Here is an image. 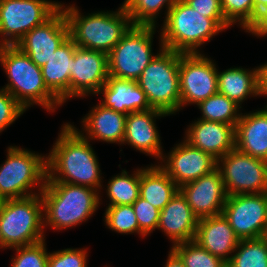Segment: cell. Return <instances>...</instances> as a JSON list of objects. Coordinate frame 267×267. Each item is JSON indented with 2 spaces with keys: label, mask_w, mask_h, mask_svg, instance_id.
Listing matches in <instances>:
<instances>
[{
  "label": "cell",
  "mask_w": 267,
  "mask_h": 267,
  "mask_svg": "<svg viewBox=\"0 0 267 267\" xmlns=\"http://www.w3.org/2000/svg\"><path fill=\"white\" fill-rule=\"evenodd\" d=\"M95 154L90 141L72 124L65 123L49 155H46V182H64L100 191L102 176Z\"/></svg>",
  "instance_id": "1"
},
{
  "label": "cell",
  "mask_w": 267,
  "mask_h": 267,
  "mask_svg": "<svg viewBox=\"0 0 267 267\" xmlns=\"http://www.w3.org/2000/svg\"><path fill=\"white\" fill-rule=\"evenodd\" d=\"M40 194L44 228L50 226L54 230L68 229L87 221L101 203L98 190L64 182H45Z\"/></svg>",
  "instance_id": "2"
},
{
  "label": "cell",
  "mask_w": 267,
  "mask_h": 267,
  "mask_svg": "<svg viewBox=\"0 0 267 267\" xmlns=\"http://www.w3.org/2000/svg\"><path fill=\"white\" fill-rule=\"evenodd\" d=\"M231 25L225 19H211L177 0L169 9L160 32L166 49L181 54L200 53L198 48Z\"/></svg>",
  "instance_id": "3"
},
{
  "label": "cell",
  "mask_w": 267,
  "mask_h": 267,
  "mask_svg": "<svg viewBox=\"0 0 267 267\" xmlns=\"http://www.w3.org/2000/svg\"><path fill=\"white\" fill-rule=\"evenodd\" d=\"M64 7V8H63ZM69 26V37L81 48L108 54L133 25L130 16L121 5L118 11H99L81 15L73 4H61ZM80 12V13H79Z\"/></svg>",
  "instance_id": "4"
},
{
  "label": "cell",
  "mask_w": 267,
  "mask_h": 267,
  "mask_svg": "<svg viewBox=\"0 0 267 267\" xmlns=\"http://www.w3.org/2000/svg\"><path fill=\"white\" fill-rule=\"evenodd\" d=\"M0 63L8 77L3 88L25 109L38 104L54 112L62 103L48 90L42 70L15 45L0 46Z\"/></svg>",
  "instance_id": "5"
},
{
  "label": "cell",
  "mask_w": 267,
  "mask_h": 267,
  "mask_svg": "<svg viewBox=\"0 0 267 267\" xmlns=\"http://www.w3.org/2000/svg\"><path fill=\"white\" fill-rule=\"evenodd\" d=\"M159 38V53L136 81L150 107L170 116L180 111V53L164 48Z\"/></svg>",
  "instance_id": "6"
},
{
  "label": "cell",
  "mask_w": 267,
  "mask_h": 267,
  "mask_svg": "<svg viewBox=\"0 0 267 267\" xmlns=\"http://www.w3.org/2000/svg\"><path fill=\"white\" fill-rule=\"evenodd\" d=\"M2 248L38 243L45 238L41 194L0 201Z\"/></svg>",
  "instance_id": "7"
},
{
  "label": "cell",
  "mask_w": 267,
  "mask_h": 267,
  "mask_svg": "<svg viewBox=\"0 0 267 267\" xmlns=\"http://www.w3.org/2000/svg\"><path fill=\"white\" fill-rule=\"evenodd\" d=\"M0 165V201L40 194L47 178L46 156L17 146L7 149ZM38 187V193L32 188Z\"/></svg>",
  "instance_id": "8"
},
{
  "label": "cell",
  "mask_w": 267,
  "mask_h": 267,
  "mask_svg": "<svg viewBox=\"0 0 267 267\" xmlns=\"http://www.w3.org/2000/svg\"><path fill=\"white\" fill-rule=\"evenodd\" d=\"M155 26L132 25L108 53L109 76L136 81L156 55L152 53Z\"/></svg>",
  "instance_id": "9"
},
{
  "label": "cell",
  "mask_w": 267,
  "mask_h": 267,
  "mask_svg": "<svg viewBox=\"0 0 267 267\" xmlns=\"http://www.w3.org/2000/svg\"><path fill=\"white\" fill-rule=\"evenodd\" d=\"M61 3L48 0H0V46L16 45L34 27L44 24Z\"/></svg>",
  "instance_id": "10"
},
{
  "label": "cell",
  "mask_w": 267,
  "mask_h": 267,
  "mask_svg": "<svg viewBox=\"0 0 267 267\" xmlns=\"http://www.w3.org/2000/svg\"><path fill=\"white\" fill-rule=\"evenodd\" d=\"M227 195L267 192V161L234 148L217 161Z\"/></svg>",
  "instance_id": "11"
},
{
  "label": "cell",
  "mask_w": 267,
  "mask_h": 267,
  "mask_svg": "<svg viewBox=\"0 0 267 267\" xmlns=\"http://www.w3.org/2000/svg\"><path fill=\"white\" fill-rule=\"evenodd\" d=\"M179 77L180 109L193 103L198 105L218 93V69L202 53H180Z\"/></svg>",
  "instance_id": "12"
},
{
  "label": "cell",
  "mask_w": 267,
  "mask_h": 267,
  "mask_svg": "<svg viewBox=\"0 0 267 267\" xmlns=\"http://www.w3.org/2000/svg\"><path fill=\"white\" fill-rule=\"evenodd\" d=\"M222 214L240 240L260 238L267 223V192L229 195Z\"/></svg>",
  "instance_id": "13"
},
{
  "label": "cell",
  "mask_w": 267,
  "mask_h": 267,
  "mask_svg": "<svg viewBox=\"0 0 267 267\" xmlns=\"http://www.w3.org/2000/svg\"><path fill=\"white\" fill-rule=\"evenodd\" d=\"M108 77V54L77 46L70 72V99L97 95Z\"/></svg>",
  "instance_id": "14"
},
{
  "label": "cell",
  "mask_w": 267,
  "mask_h": 267,
  "mask_svg": "<svg viewBox=\"0 0 267 267\" xmlns=\"http://www.w3.org/2000/svg\"><path fill=\"white\" fill-rule=\"evenodd\" d=\"M68 37L69 26L60 8L44 24L34 27L23 36L15 46L41 68Z\"/></svg>",
  "instance_id": "15"
},
{
  "label": "cell",
  "mask_w": 267,
  "mask_h": 267,
  "mask_svg": "<svg viewBox=\"0 0 267 267\" xmlns=\"http://www.w3.org/2000/svg\"><path fill=\"white\" fill-rule=\"evenodd\" d=\"M158 164L180 188L217 168V160L188 142L176 144ZM168 156V157H167ZM167 158V159H166ZM164 163V164H162Z\"/></svg>",
  "instance_id": "16"
},
{
  "label": "cell",
  "mask_w": 267,
  "mask_h": 267,
  "mask_svg": "<svg viewBox=\"0 0 267 267\" xmlns=\"http://www.w3.org/2000/svg\"><path fill=\"white\" fill-rule=\"evenodd\" d=\"M179 190L198 219L222 214L228 197L218 168L182 185Z\"/></svg>",
  "instance_id": "17"
},
{
  "label": "cell",
  "mask_w": 267,
  "mask_h": 267,
  "mask_svg": "<svg viewBox=\"0 0 267 267\" xmlns=\"http://www.w3.org/2000/svg\"><path fill=\"white\" fill-rule=\"evenodd\" d=\"M165 116L168 114L154 108L130 112L126 117L123 144L161 160L163 151L155 122L156 118Z\"/></svg>",
  "instance_id": "18"
},
{
  "label": "cell",
  "mask_w": 267,
  "mask_h": 267,
  "mask_svg": "<svg viewBox=\"0 0 267 267\" xmlns=\"http://www.w3.org/2000/svg\"><path fill=\"white\" fill-rule=\"evenodd\" d=\"M184 140L218 161L235 148V126L198 119L189 125Z\"/></svg>",
  "instance_id": "19"
},
{
  "label": "cell",
  "mask_w": 267,
  "mask_h": 267,
  "mask_svg": "<svg viewBox=\"0 0 267 267\" xmlns=\"http://www.w3.org/2000/svg\"><path fill=\"white\" fill-rule=\"evenodd\" d=\"M194 241L227 263L240 239L224 215L219 214L198 220Z\"/></svg>",
  "instance_id": "20"
},
{
  "label": "cell",
  "mask_w": 267,
  "mask_h": 267,
  "mask_svg": "<svg viewBox=\"0 0 267 267\" xmlns=\"http://www.w3.org/2000/svg\"><path fill=\"white\" fill-rule=\"evenodd\" d=\"M198 220L185 196L178 190L160 211L157 229L162 230L175 245L194 240Z\"/></svg>",
  "instance_id": "21"
},
{
  "label": "cell",
  "mask_w": 267,
  "mask_h": 267,
  "mask_svg": "<svg viewBox=\"0 0 267 267\" xmlns=\"http://www.w3.org/2000/svg\"><path fill=\"white\" fill-rule=\"evenodd\" d=\"M101 93L104 95L100 101L101 105L125 115L130 112L151 109L147 97L137 81L109 76L97 95Z\"/></svg>",
  "instance_id": "22"
},
{
  "label": "cell",
  "mask_w": 267,
  "mask_h": 267,
  "mask_svg": "<svg viewBox=\"0 0 267 267\" xmlns=\"http://www.w3.org/2000/svg\"><path fill=\"white\" fill-rule=\"evenodd\" d=\"M235 148L267 161V105L255 112L241 113L235 126Z\"/></svg>",
  "instance_id": "23"
},
{
  "label": "cell",
  "mask_w": 267,
  "mask_h": 267,
  "mask_svg": "<svg viewBox=\"0 0 267 267\" xmlns=\"http://www.w3.org/2000/svg\"><path fill=\"white\" fill-rule=\"evenodd\" d=\"M127 115L106 108L100 103L92 108L83 121V131L73 126L84 138L107 143L123 144ZM88 135V136H87Z\"/></svg>",
  "instance_id": "24"
},
{
  "label": "cell",
  "mask_w": 267,
  "mask_h": 267,
  "mask_svg": "<svg viewBox=\"0 0 267 267\" xmlns=\"http://www.w3.org/2000/svg\"><path fill=\"white\" fill-rule=\"evenodd\" d=\"M76 48L68 37L41 67L45 85L62 104L70 98V72Z\"/></svg>",
  "instance_id": "25"
},
{
  "label": "cell",
  "mask_w": 267,
  "mask_h": 267,
  "mask_svg": "<svg viewBox=\"0 0 267 267\" xmlns=\"http://www.w3.org/2000/svg\"><path fill=\"white\" fill-rule=\"evenodd\" d=\"M218 93L227 96L237 105L251 96L260 95V69L229 68L218 71Z\"/></svg>",
  "instance_id": "26"
},
{
  "label": "cell",
  "mask_w": 267,
  "mask_h": 267,
  "mask_svg": "<svg viewBox=\"0 0 267 267\" xmlns=\"http://www.w3.org/2000/svg\"><path fill=\"white\" fill-rule=\"evenodd\" d=\"M154 165L140 168L139 197L161 211L179 187L159 165Z\"/></svg>",
  "instance_id": "27"
},
{
  "label": "cell",
  "mask_w": 267,
  "mask_h": 267,
  "mask_svg": "<svg viewBox=\"0 0 267 267\" xmlns=\"http://www.w3.org/2000/svg\"><path fill=\"white\" fill-rule=\"evenodd\" d=\"M140 169L128 175L124 169L121 174L114 176L107 184L108 206L132 205L139 198Z\"/></svg>",
  "instance_id": "28"
},
{
  "label": "cell",
  "mask_w": 267,
  "mask_h": 267,
  "mask_svg": "<svg viewBox=\"0 0 267 267\" xmlns=\"http://www.w3.org/2000/svg\"><path fill=\"white\" fill-rule=\"evenodd\" d=\"M197 106L202 113L199 119L205 121L222 122L236 126L241 116L239 109L242 107L220 93L210 96Z\"/></svg>",
  "instance_id": "29"
},
{
  "label": "cell",
  "mask_w": 267,
  "mask_h": 267,
  "mask_svg": "<svg viewBox=\"0 0 267 267\" xmlns=\"http://www.w3.org/2000/svg\"><path fill=\"white\" fill-rule=\"evenodd\" d=\"M226 267H267V242L262 238L240 240Z\"/></svg>",
  "instance_id": "30"
},
{
  "label": "cell",
  "mask_w": 267,
  "mask_h": 267,
  "mask_svg": "<svg viewBox=\"0 0 267 267\" xmlns=\"http://www.w3.org/2000/svg\"><path fill=\"white\" fill-rule=\"evenodd\" d=\"M177 0H125L122 6L133 25L156 26V18L165 6L166 16ZM167 4V5H166Z\"/></svg>",
  "instance_id": "31"
},
{
  "label": "cell",
  "mask_w": 267,
  "mask_h": 267,
  "mask_svg": "<svg viewBox=\"0 0 267 267\" xmlns=\"http://www.w3.org/2000/svg\"><path fill=\"white\" fill-rule=\"evenodd\" d=\"M182 259L185 267H226V262L203 249L194 240L171 247Z\"/></svg>",
  "instance_id": "32"
},
{
  "label": "cell",
  "mask_w": 267,
  "mask_h": 267,
  "mask_svg": "<svg viewBox=\"0 0 267 267\" xmlns=\"http://www.w3.org/2000/svg\"><path fill=\"white\" fill-rule=\"evenodd\" d=\"M105 225L121 234H139V224L132 205L107 206L104 217Z\"/></svg>",
  "instance_id": "33"
},
{
  "label": "cell",
  "mask_w": 267,
  "mask_h": 267,
  "mask_svg": "<svg viewBox=\"0 0 267 267\" xmlns=\"http://www.w3.org/2000/svg\"><path fill=\"white\" fill-rule=\"evenodd\" d=\"M221 8L231 26L239 22L247 31L254 23V0H221Z\"/></svg>",
  "instance_id": "34"
},
{
  "label": "cell",
  "mask_w": 267,
  "mask_h": 267,
  "mask_svg": "<svg viewBox=\"0 0 267 267\" xmlns=\"http://www.w3.org/2000/svg\"><path fill=\"white\" fill-rule=\"evenodd\" d=\"M16 256L11 258V267H47L49 253L45 239L31 245L15 247Z\"/></svg>",
  "instance_id": "35"
},
{
  "label": "cell",
  "mask_w": 267,
  "mask_h": 267,
  "mask_svg": "<svg viewBox=\"0 0 267 267\" xmlns=\"http://www.w3.org/2000/svg\"><path fill=\"white\" fill-rule=\"evenodd\" d=\"M132 207L139 224L140 236L145 237L153 233L158 227L160 210L141 197L132 204Z\"/></svg>",
  "instance_id": "36"
},
{
  "label": "cell",
  "mask_w": 267,
  "mask_h": 267,
  "mask_svg": "<svg viewBox=\"0 0 267 267\" xmlns=\"http://www.w3.org/2000/svg\"><path fill=\"white\" fill-rule=\"evenodd\" d=\"M87 249L67 248L49 252L47 267H87Z\"/></svg>",
  "instance_id": "37"
},
{
  "label": "cell",
  "mask_w": 267,
  "mask_h": 267,
  "mask_svg": "<svg viewBox=\"0 0 267 267\" xmlns=\"http://www.w3.org/2000/svg\"><path fill=\"white\" fill-rule=\"evenodd\" d=\"M26 110L5 89H0V133L13 124Z\"/></svg>",
  "instance_id": "38"
},
{
  "label": "cell",
  "mask_w": 267,
  "mask_h": 267,
  "mask_svg": "<svg viewBox=\"0 0 267 267\" xmlns=\"http://www.w3.org/2000/svg\"><path fill=\"white\" fill-rule=\"evenodd\" d=\"M191 8L197 10L203 16L211 19H225L221 0H183Z\"/></svg>",
  "instance_id": "39"
},
{
  "label": "cell",
  "mask_w": 267,
  "mask_h": 267,
  "mask_svg": "<svg viewBox=\"0 0 267 267\" xmlns=\"http://www.w3.org/2000/svg\"><path fill=\"white\" fill-rule=\"evenodd\" d=\"M246 32L258 37L267 36V6L258 13L255 22Z\"/></svg>",
  "instance_id": "40"
},
{
  "label": "cell",
  "mask_w": 267,
  "mask_h": 267,
  "mask_svg": "<svg viewBox=\"0 0 267 267\" xmlns=\"http://www.w3.org/2000/svg\"><path fill=\"white\" fill-rule=\"evenodd\" d=\"M165 267H185L180 256L171 248Z\"/></svg>",
  "instance_id": "41"
},
{
  "label": "cell",
  "mask_w": 267,
  "mask_h": 267,
  "mask_svg": "<svg viewBox=\"0 0 267 267\" xmlns=\"http://www.w3.org/2000/svg\"><path fill=\"white\" fill-rule=\"evenodd\" d=\"M260 69V96H267V63L261 65Z\"/></svg>",
  "instance_id": "42"
},
{
  "label": "cell",
  "mask_w": 267,
  "mask_h": 267,
  "mask_svg": "<svg viewBox=\"0 0 267 267\" xmlns=\"http://www.w3.org/2000/svg\"><path fill=\"white\" fill-rule=\"evenodd\" d=\"M267 6V0H254V22L258 13Z\"/></svg>",
  "instance_id": "43"
},
{
  "label": "cell",
  "mask_w": 267,
  "mask_h": 267,
  "mask_svg": "<svg viewBox=\"0 0 267 267\" xmlns=\"http://www.w3.org/2000/svg\"><path fill=\"white\" fill-rule=\"evenodd\" d=\"M262 238L267 242V223Z\"/></svg>",
  "instance_id": "44"
},
{
  "label": "cell",
  "mask_w": 267,
  "mask_h": 267,
  "mask_svg": "<svg viewBox=\"0 0 267 267\" xmlns=\"http://www.w3.org/2000/svg\"><path fill=\"white\" fill-rule=\"evenodd\" d=\"M0 248L2 249V234H1V229H0Z\"/></svg>",
  "instance_id": "45"
}]
</instances>
